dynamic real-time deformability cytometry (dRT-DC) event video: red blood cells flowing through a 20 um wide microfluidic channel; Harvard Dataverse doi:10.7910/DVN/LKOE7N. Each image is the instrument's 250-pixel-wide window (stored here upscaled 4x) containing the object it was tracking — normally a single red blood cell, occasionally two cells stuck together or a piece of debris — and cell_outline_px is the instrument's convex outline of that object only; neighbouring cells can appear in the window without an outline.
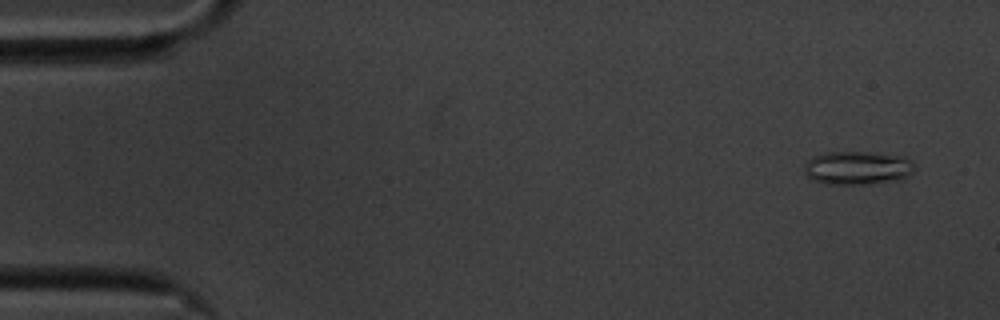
{"species": "common noctule bat (a hibernating species)", "species_latin": "Nyctalus noctula", "temperature_condition": "cold", "stored_images_in_passage": 58, "camera_frame_rate_fps": 3000, "um_per_image_px": 0.085, "animal": {"sex": "male", "body_mass_g": 20.1, "forearm_length_mm": 53.5}, "frame": {"image": 1, "passage_image": 4, "time_ms": 1.0, "image_size_px": [1000, 320], "cell_outline_px": [[916, 168], [908, 176], [900, 180], [868, 184], [828, 184], [816, 180], [808, 176], [804, 172], [804, 164], [812, 156], [828, 152], [864, 152], [904, 156], [912, 160]], "centroid_in_image_um": [72.92, 14.27], "position_along_channel_um": 12.1, "area_um2": 21.62}}
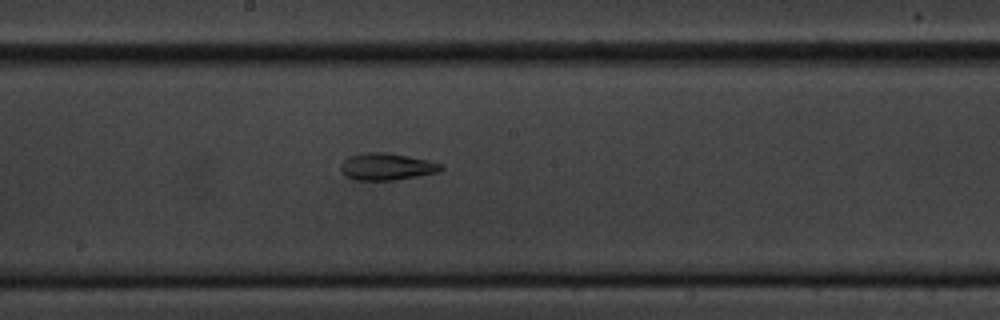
{"frame": {"image": 2, "passage_image": 31, "time_ms": 10.0, "image_size_px": [1000, 320], "cell_outline_px": [[444, 168], [440, 172], [396, 180], [356, 180], [340, 172], [340, 164], [348, 156], [364, 152], [388, 152], [428, 160], [444, 164]], "centroid_in_image_um": [32.89, 14.16], "position_along_channel_um": 215.3, "area_um2": 16.01}}
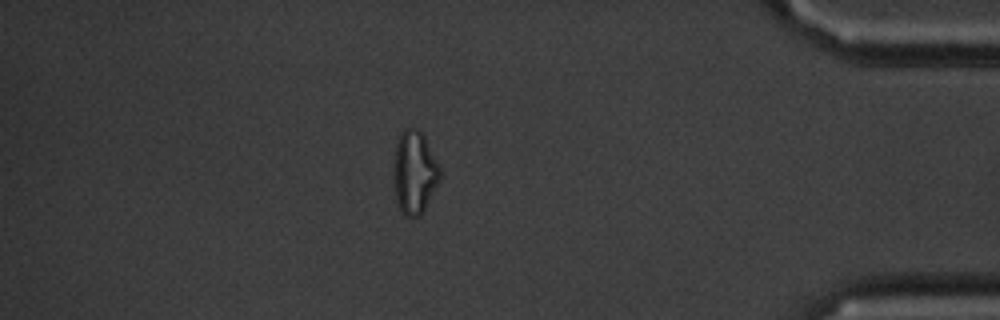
{"frame": {"image": 3, "passage_image": 50, "time_ms": 16.333, "image_size_px": [1000, 320], "cell_outline_px": [[440, 180], [424, 212], [420, 216], [408, 216], [400, 208], [396, 196], [392, 168], [396, 144], [400, 132], [404, 128], [416, 128], [424, 136], [440, 168]], "centroid_in_image_um": [35.22, 14.64], "position_along_channel_um": 400.0, "area_um2": 22.37}}